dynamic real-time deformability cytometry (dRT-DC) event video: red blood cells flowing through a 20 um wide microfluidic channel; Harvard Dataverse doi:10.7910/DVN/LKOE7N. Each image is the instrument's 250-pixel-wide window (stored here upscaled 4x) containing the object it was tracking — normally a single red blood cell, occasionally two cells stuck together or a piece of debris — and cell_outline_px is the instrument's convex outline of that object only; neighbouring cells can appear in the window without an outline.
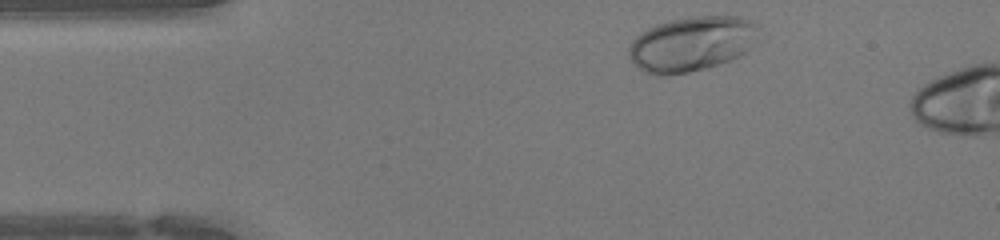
{"species": "human", "species_latin": "Homo sapiens", "temperature_condition": "warm", "stored_images_in_passage": 4, "camera_frame_rate_fps": 3000, "um_per_image_px": 0.085, "donor": {"sex": "female"}, "frame": {"image": 1, "passage_image": 1, "time_ms": 0.0, "image_size_px": [1000, 240], "cell_outline_px": [[760, 24], [748, 48], [740, 56], [704, 68], [688, 72], [664, 76], [652, 76], [640, 68], [628, 56], [628, 48], [632, 40], [640, 32], [656, 24], [668, 20], [696, 16], [740, 16], [752, 20]], "centroid_in_image_um": [58.74, 3.71], "position_along_channel_um": 26.3, "area_um2": 41.33}}